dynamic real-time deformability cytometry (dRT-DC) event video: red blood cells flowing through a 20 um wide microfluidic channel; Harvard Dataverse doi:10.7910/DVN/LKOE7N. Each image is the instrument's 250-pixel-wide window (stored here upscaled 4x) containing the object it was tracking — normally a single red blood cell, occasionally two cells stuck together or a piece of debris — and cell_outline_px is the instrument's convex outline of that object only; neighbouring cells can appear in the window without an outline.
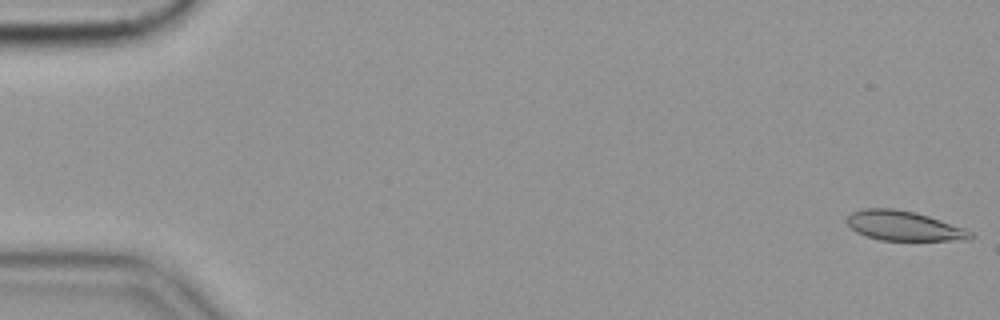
{"species": "common noctule bat (a hibernating species)", "species_latin": "Nyctalus noctula", "temperature_condition": "cold", "stored_images_in_passage": 43, "camera_frame_rate_fps": 3000, "um_per_image_px": 0.085, "animal": {"sex": "female", "body_mass_g": 19.9}, "frame": {"image": 1, "passage_image": 1, "time_ms": 0.0, "image_size_px": [1000, 320], "cell_outline_px": [[976, 236], [972, 240], [880, 240], [864, 236], [856, 232], [848, 224], [848, 216], [852, 212], [864, 208], [892, 208], [912, 212], [928, 216], [976, 232]], "centroid_in_image_um": [76.88, 19.21], "position_along_channel_um": 8.1, "area_um2": 21.39}}
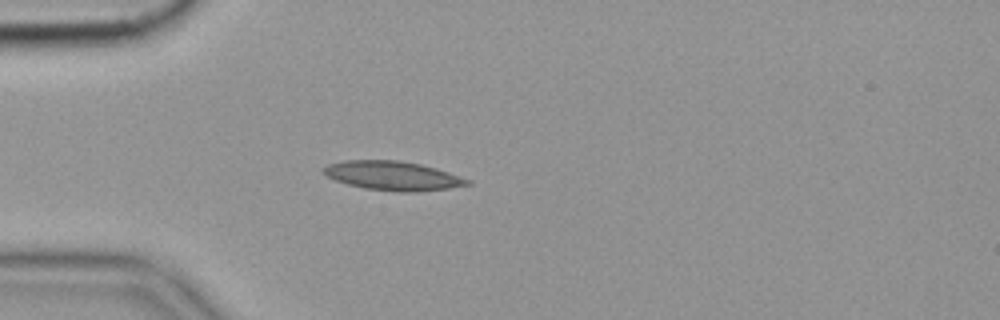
{"frame": {"image": 2, "passage_image": 16, "time_ms": 5.0, "image_size_px": [1000, 320], "cell_outline_px": [[472, 184], [448, 188], [416, 192], [396, 192], [364, 188], [348, 184], [336, 180], [328, 176], [320, 168], [328, 164], [344, 160], [400, 160], [420, 164], [436, 168], [472, 180]], "centroid_in_image_um": [33.4, 14.94], "position_along_channel_um": 51.6, "area_um2": 24.45}}
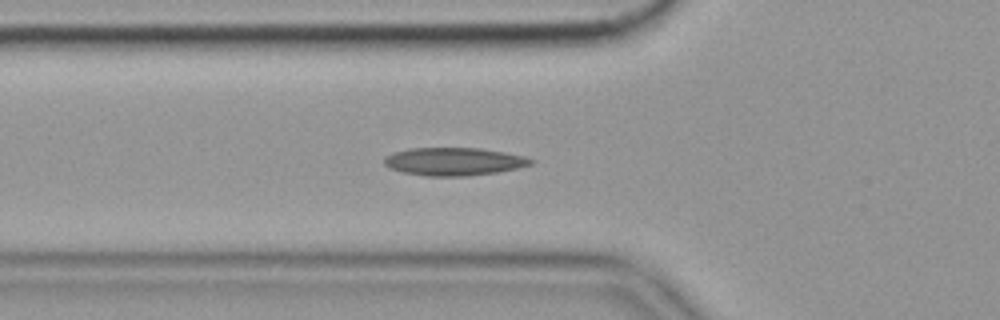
{"frame": {"image": 3, "passage_image": 20, "time_ms": 6.333, "image_size_px": [1000, 320], "cell_outline_px": [[536, 160], [532, 164], [516, 168], [496, 172], [468, 176], [424, 176], [400, 172], [388, 168], [384, 164], [384, 156], [392, 152], [408, 148], [480, 148], [504, 152], [524, 156]], "centroid_in_image_um": [38.52, 13.73], "position_along_channel_um": 87.3, "area_um2": 24.1}}